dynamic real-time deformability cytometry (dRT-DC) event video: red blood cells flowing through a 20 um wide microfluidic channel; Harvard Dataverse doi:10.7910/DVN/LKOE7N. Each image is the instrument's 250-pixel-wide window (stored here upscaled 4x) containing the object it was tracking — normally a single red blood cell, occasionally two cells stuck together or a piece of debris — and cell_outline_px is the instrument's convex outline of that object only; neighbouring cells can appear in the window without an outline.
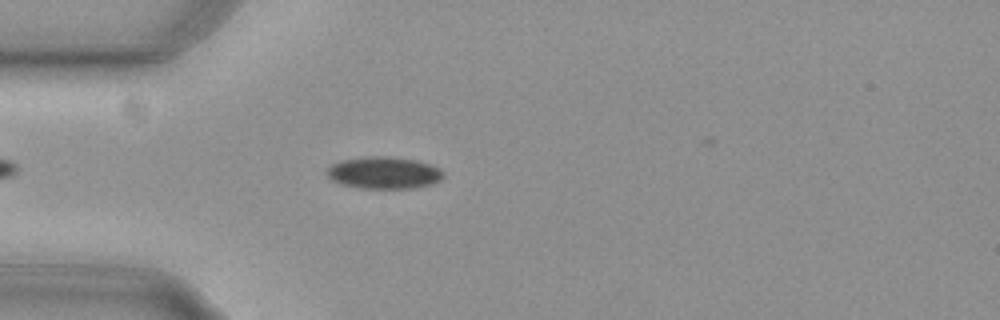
{"species": "common noctule bat (a hibernating species)", "species_latin": "Nyctalus noctula", "temperature_condition": "cold", "stored_images_in_passage": 45, "camera_frame_rate_fps": 3000, "um_per_image_px": 0.085, "animal": {"sex": "female", "body_mass_g": 29.2, "forearm_length_mm": 56.3}, "frame": {"image": 1, "passage_image": 6, "time_ms": 1.667, "image_size_px": [1000, 320], "cell_outline_px": [[444, 176], [440, 180], [432, 184], [412, 188], [360, 188], [340, 184], [332, 180], [324, 172], [332, 164], [340, 160], [364, 156], [388, 156], [416, 160], [440, 168], [444, 172]], "centroid_in_image_um": [32.61, 14.68], "position_along_channel_um": 52.4, "area_um2": 21.91}}
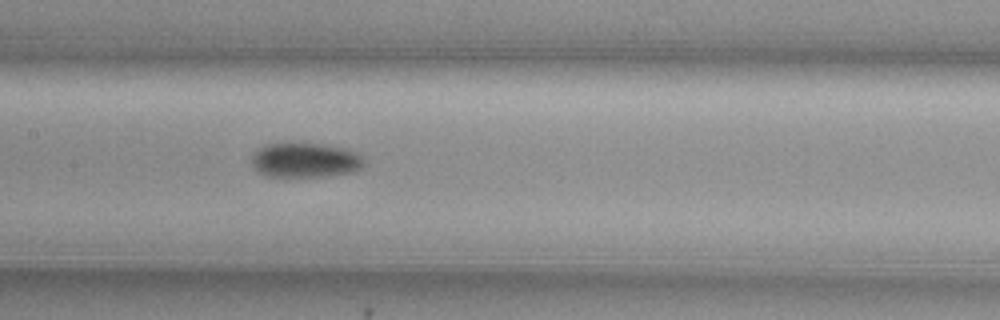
{"frame": {"image": 2, "passage_image": 17, "time_ms": 5.333, "image_size_px": [1000, 320], "cell_outline_px": [[364, 164], [356, 172], [328, 176], [268, 176], [260, 172], [252, 164], [252, 156], [264, 144], [324, 144], [344, 148], [356, 152], [364, 156]], "centroid_in_image_um": [26.01, 13.62], "position_along_channel_um": 181.4, "area_um2": 22.54}}
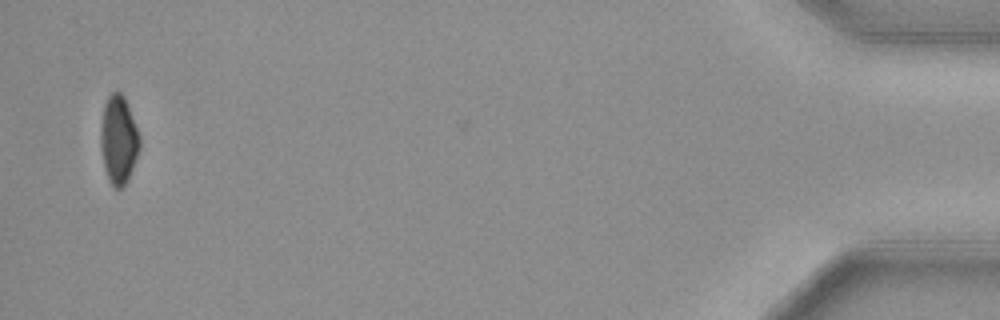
{"frame": {"image": 3, "passage_image": 44, "time_ms": 14.333, "image_size_px": [1000, 320], "cell_outline_px": [[140, 148], [128, 180], [120, 188], [116, 188], [108, 180], [104, 168], [100, 144], [100, 132], [104, 104], [108, 96], [112, 92], [120, 92], [124, 96], [128, 104], [140, 140]], "centroid_in_image_um": [10.06, 11.88], "position_along_channel_um": 425.1, "area_um2": 19.94}, "authors_computed_cell_mechanics": {"area_um2": 22.1374, "velocity_mm_per_s": 3.7403, "shape_relaxation_time_tau1_ms": 4.3749, "shape_relaxation_time_tau2_ms": null, "deformation_change_tau1": 0.0868, "deformation_change_tau2": null}}